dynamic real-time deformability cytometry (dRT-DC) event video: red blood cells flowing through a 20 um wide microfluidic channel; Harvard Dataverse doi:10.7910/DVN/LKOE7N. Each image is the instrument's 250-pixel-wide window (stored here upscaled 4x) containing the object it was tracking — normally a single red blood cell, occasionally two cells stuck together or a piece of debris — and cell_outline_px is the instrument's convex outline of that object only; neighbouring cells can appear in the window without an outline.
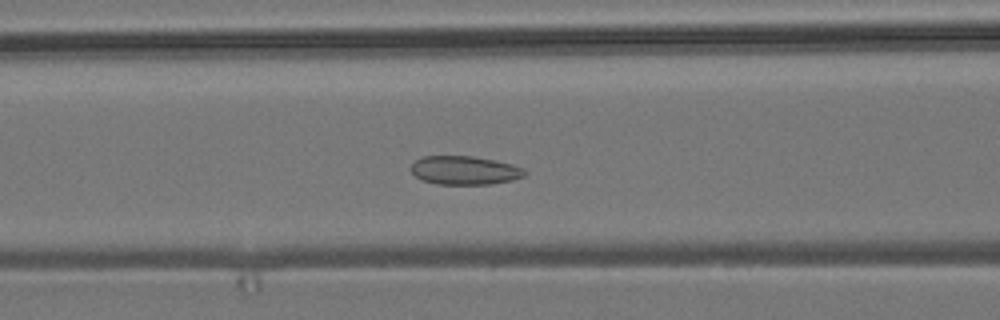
{"species": "common noctule bat (a hibernating species)", "species_latin": "Nyctalus noctula", "temperature_condition": "room temperature", "stored_images_in_passage": 54, "camera_frame_rate_fps": 3000, "um_per_image_px": 0.085, "animal": {"sex": "male", "body_mass_g": 19.2, "forearm_length_mm": 51.8}, "frame": {"image": 1, "passage_image": 21, "time_ms": 6.667, "image_size_px": [1000, 320], "cell_outline_px": [[528, 172], [524, 176], [512, 180], [488, 184], [436, 184], [424, 180], [416, 176], [412, 172], [412, 164], [416, 160], [424, 156], [472, 156], [512, 164], [524, 168]], "centroid_in_image_um": [39.52, 14.48], "position_along_channel_um": 127.1, "area_um2": 18.79}}
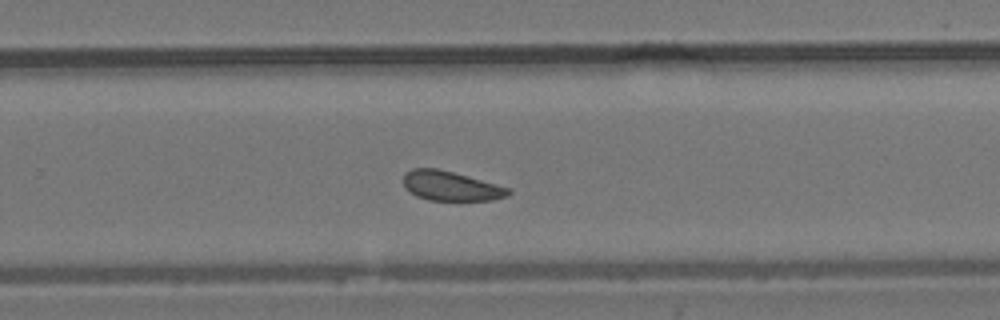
{"frame": {"image": 2, "passage_image": 34, "time_ms": 11.0, "image_size_px": [1000, 320], "cell_outline_px": [[512, 192], [508, 196], [492, 200], [428, 200], [416, 196], [404, 184], [404, 172], [412, 168], [436, 168], [452, 172], [496, 184], [508, 188]], "centroid_in_image_um": [38.32, 15.81], "position_along_channel_um": 291.5, "area_um2": 17.8}}
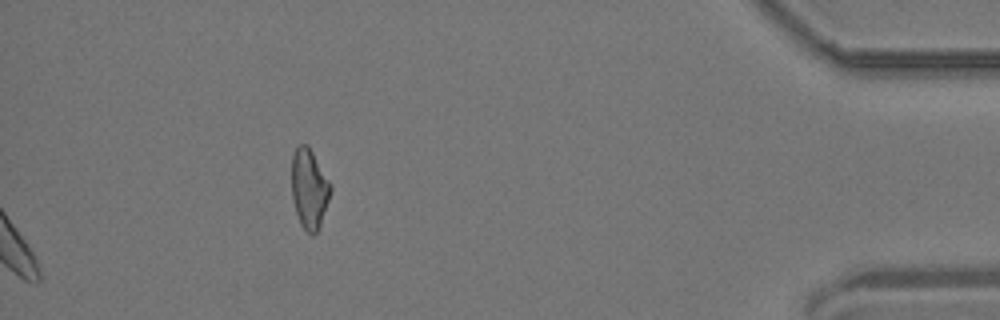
{"frame": {"image": 3, "passage_image": 54, "time_ms": 17.667, "image_size_px": [1000, 320], "cell_outline_px": [[332, 188], [320, 224], [316, 232], [312, 236], [300, 224], [296, 212], [292, 196], [292, 156], [296, 148], [300, 144], [308, 144], [328, 180]], "centroid_in_image_um": [26.27, 16.03], "position_along_channel_um": 408.9, "area_um2": 17.69}, "authors_computed_cell_mechanics": {"area_um2": 19.1896, "velocity_mm_per_s": 3.8077, "shape_relaxation_time_tau1_ms": 6.6827, "shape_relaxation_time_tau2_ms": 3.1984, "deformation_change_tau1": 0.0644, "deformation_change_tau2": 0.0926}}